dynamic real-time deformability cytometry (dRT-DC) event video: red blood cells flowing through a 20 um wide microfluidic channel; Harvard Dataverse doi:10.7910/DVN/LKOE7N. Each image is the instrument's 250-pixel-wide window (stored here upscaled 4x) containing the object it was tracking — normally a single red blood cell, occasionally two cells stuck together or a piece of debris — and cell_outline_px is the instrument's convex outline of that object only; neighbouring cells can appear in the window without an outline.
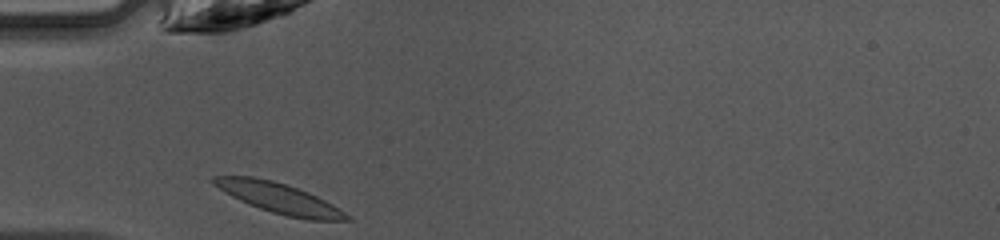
{"species": "common noctule bat (a hibernating species)", "species_latin": "Nyctalus noctula", "temperature_condition": "warm", "stored_images_in_passage": 25, "camera_frame_rate_fps": 3000, "um_per_image_px": 0.085, "animal": {"sex": "female", "body_mass_g": 10.0, "forearm_length_mm": 53.1}, "frame": {"image": 1, "passage_image": 1, "time_ms": 0.0, "image_size_px": [1000, 240], "cell_outline_px": [[352, 220], [308, 220], [288, 216], [272, 212], [260, 208], [240, 200], [224, 192], [212, 184], [212, 176], [252, 176], [272, 180], [308, 192], [332, 204], [352, 216]], "centroid_in_image_um": [23.73, 16.84], "position_along_channel_um": 61.3, "area_um2": 23.18}}
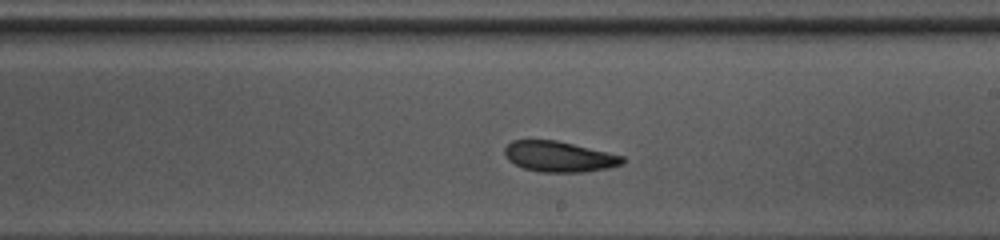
{"frame": {"image": 2, "passage_image": 14, "time_ms": 4.333, "image_size_px": [1000, 240], "cell_outline_px": [[624, 164], [608, 168], [584, 172], [536, 172], [524, 168], [508, 160], [504, 156], [504, 148], [512, 140], [556, 140], [624, 156]], "centroid_in_image_um": [47.51, 13.32], "position_along_channel_um": 241.5, "area_um2": 21.04}}
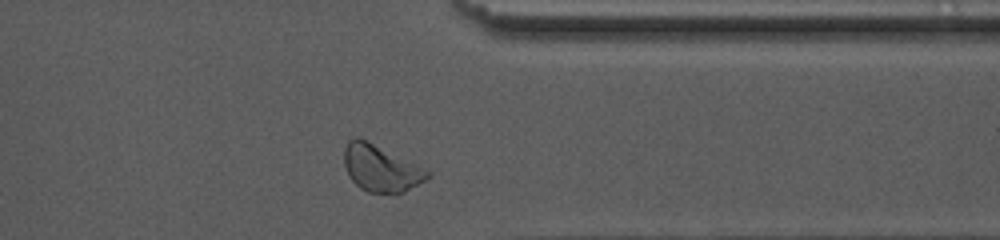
{"frame": {"image": 3, "passage_image": 24, "time_ms": 7.667, "image_size_px": [1000, 240], "cell_outline_px": [[432, 176], [404, 192], [368, 192], [360, 188], [352, 180], [344, 164], [344, 148], [348, 140], [356, 136], [360, 136], [432, 172]], "centroid_in_image_um": [32.36, 14.27], "position_along_channel_um": 379.0, "area_um2": 22.54}, "authors_computed_cell_mechanics": {"area_um2": 21.2126, "velocity_mm_per_s": 4.223, "shape_relaxation_time_tau1_ms": 7.0564, "shape_relaxation_time_tau2_ms": 8.0986, "deformation_change_tau1": 0.157, "deformation_change_tau2": 0.155}}